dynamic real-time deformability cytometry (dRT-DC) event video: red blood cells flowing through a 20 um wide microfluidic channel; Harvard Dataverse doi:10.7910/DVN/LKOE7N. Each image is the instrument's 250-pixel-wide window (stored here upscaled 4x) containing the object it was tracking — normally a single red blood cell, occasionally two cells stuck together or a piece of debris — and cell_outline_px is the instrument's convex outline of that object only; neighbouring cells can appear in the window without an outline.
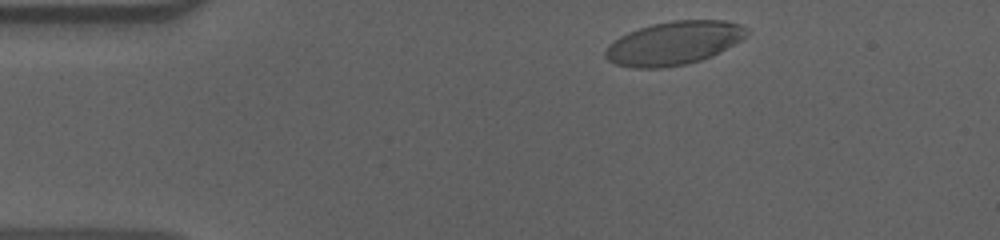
{"species": "human", "species_latin": "Homo sapiens", "temperature_condition": "cold", "stored_images_in_passage": 50, "camera_frame_rate_fps": 3000, "um_per_image_px": 0.085, "donor": {"sex": "male"}, "frame": {"image": 1, "passage_image": 3, "time_ms": 0.667, "image_size_px": [1000, 240], "cell_outline_px": [[748, 32], [740, 40], [720, 52], [712, 56], [700, 60], [684, 64], [660, 68], [632, 68], [616, 64], [608, 60], [604, 56], [604, 52], [608, 44], [620, 36], [628, 32], [652, 24], [672, 20], [724, 20], [740, 24], [748, 28]], "centroid_in_image_um": [57.25, 3.66], "position_along_channel_um": 27.8, "area_um2": 35.72}}
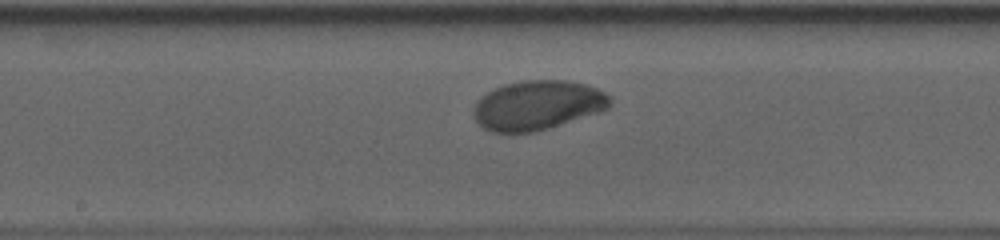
{"frame": {"image": 2, "passage_image": 23, "time_ms": 7.333, "image_size_px": [1000, 240], "cell_outline_px": [[612, 104], [604, 112], [536, 132], [492, 132], [484, 128], [476, 120], [472, 112], [480, 96], [492, 88], [504, 84], [524, 80], [568, 80], [588, 84], [612, 96]], "centroid_in_image_um": [45.75, 8.94], "position_along_channel_um": 202.5, "area_um2": 40.0}}
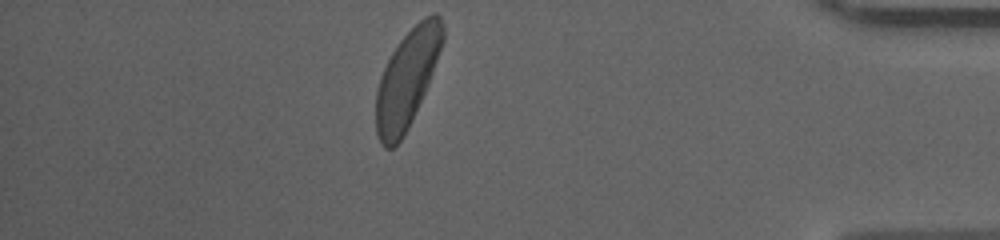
{"frame": {"image": 3, "passage_image": 43, "time_ms": 14.0, "image_size_px": [1000, 240], "cell_outline_px": [[444, 40], [428, 84], [412, 120], [408, 128], [400, 140], [392, 148], [384, 148], [380, 144], [376, 132], [376, 92], [380, 76], [392, 52], [400, 40], [424, 16], [432, 12], [436, 12], [440, 16], [444, 24]], "centroid_in_image_um": [34.6, 6.68], "position_along_channel_um": 400.6, "area_um2": 37.74}, "authors_computed_cell_mechanics": {"area_um2": 38.0035, "velocity_mm_per_s": 3.5762, "shape_relaxation_time_tau1_ms": 4.9123, "shape_relaxation_time_tau2_ms": null, "deformation_change_tau1": 0.1846, "deformation_change_tau2": null}}